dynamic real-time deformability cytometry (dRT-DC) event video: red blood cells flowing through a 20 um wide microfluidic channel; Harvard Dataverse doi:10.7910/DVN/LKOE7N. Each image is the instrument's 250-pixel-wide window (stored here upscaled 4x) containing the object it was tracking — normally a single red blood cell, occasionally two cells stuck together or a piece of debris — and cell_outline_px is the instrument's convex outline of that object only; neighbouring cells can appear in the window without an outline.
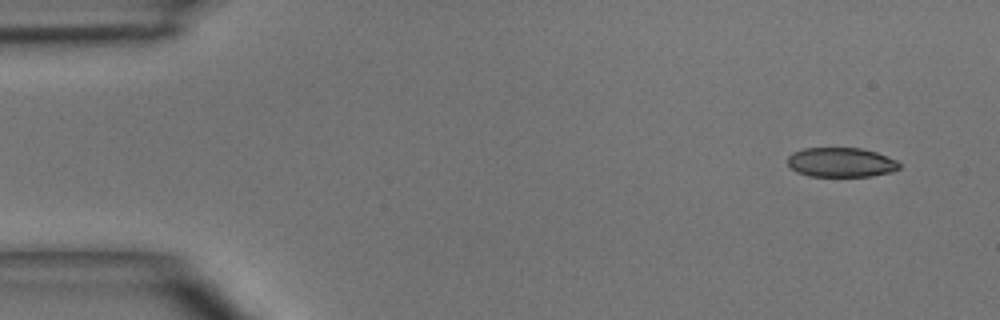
{"species": "common noctule bat (a hibernating species)", "species_latin": "Nyctalus noctula", "temperature_condition": "room temperature", "stored_images_in_passage": 7, "camera_frame_rate_fps": 3000, "um_per_image_px": 0.085, "animal": {"sex": "male", "body_mass_g": 15.6}, "frame": {"image": 1, "passage_image": 1, "time_ms": 0.0, "image_size_px": [1000, 320], "cell_outline_px": [[900, 168], [892, 172], [872, 176], [808, 176], [796, 172], [788, 164], [788, 156], [792, 152], [804, 148], [860, 148], [876, 152], [896, 160], [900, 164]], "centroid_in_image_um": [71.48, 13.8], "position_along_channel_um": 13.5, "area_um2": 19.25}}
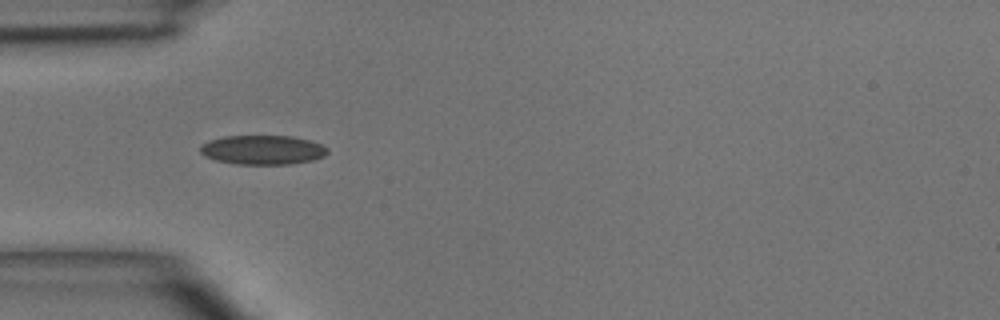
{"frame": {"image": 2, "passage_image": 4, "time_ms": 3.667, "image_size_px": [1000, 320], "cell_outline_px": [[328, 152], [324, 156], [312, 160], [292, 164], [236, 164], [216, 160], [204, 156], [200, 152], [200, 144], [208, 140], [224, 136], [292, 136], [308, 140], [320, 144], [328, 148]], "centroid_in_image_um": [22.29, 12.74], "position_along_channel_um": 62.7, "area_um2": 21.79}}